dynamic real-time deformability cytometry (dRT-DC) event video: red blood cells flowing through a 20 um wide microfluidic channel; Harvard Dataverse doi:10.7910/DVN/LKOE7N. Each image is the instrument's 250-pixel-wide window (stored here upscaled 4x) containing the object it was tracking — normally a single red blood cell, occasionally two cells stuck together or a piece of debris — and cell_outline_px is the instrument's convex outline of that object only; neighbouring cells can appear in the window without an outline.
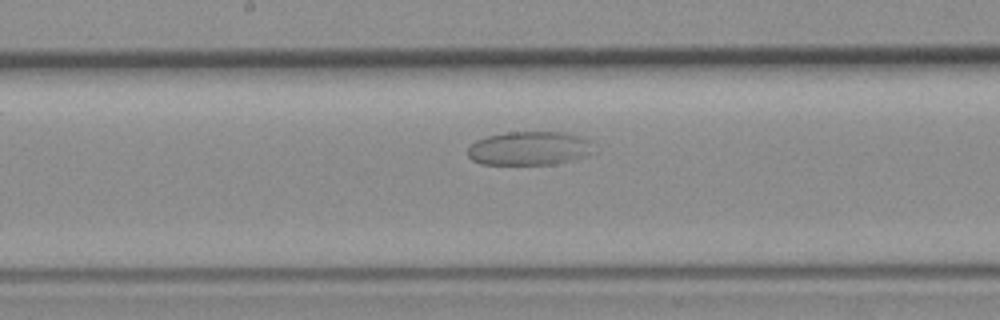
{"species": "common noctule bat (a hibernating species)", "species_latin": "Nyctalus noctula", "temperature_condition": "room temperature", "stored_images_in_passage": 46, "camera_frame_rate_fps": 3000, "um_per_image_px": 0.085, "animal": {"sex": "female", "body_mass_g": 19.3, "forearm_length_mm": 54.1}, "frame": {"image": 1, "passage_image": 24, "time_ms": 7.667, "image_size_px": [1000, 320], "cell_outline_px": [[592, 152], [584, 156], [572, 160], [552, 164], [480, 164], [472, 160], [468, 156], [468, 148], [476, 140], [488, 136], [508, 132], [568, 132], [580, 136], [588, 140], [592, 148]], "centroid_in_image_um": [44.97, 12.6], "position_along_channel_um": 203.2, "area_um2": 24.62}}
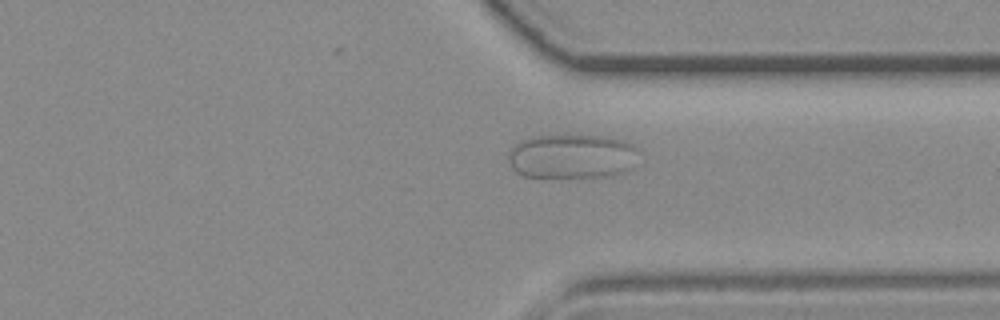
{"frame": {"image": 2, "passage_image": 35, "time_ms": 11.333, "image_size_px": [1000, 320], "cell_outline_px": [[636, 148], [624, 168], [620, 172], [604, 176], [520, 176], [512, 168], [508, 160], [508, 152], [512, 144], [520, 140], [532, 136], [604, 136], [620, 140]], "centroid_in_image_um": [48.39, 13.26], "position_along_channel_um": 363.0, "area_um2": 32.43}}